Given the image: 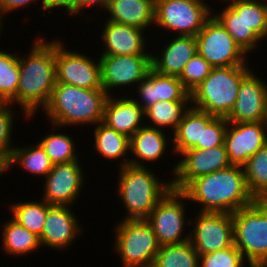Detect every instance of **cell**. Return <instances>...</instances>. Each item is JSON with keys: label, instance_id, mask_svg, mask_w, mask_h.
Segmentation results:
<instances>
[{"label": "cell", "instance_id": "obj_1", "mask_svg": "<svg viewBox=\"0 0 267 267\" xmlns=\"http://www.w3.org/2000/svg\"><path fill=\"white\" fill-rule=\"evenodd\" d=\"M54 39L49 41L45 37L42 38V35H37L31 49L29 48L30 52L24 56L19 55V84L16 98L11 105L20 107L26 122L28 119H34L37 111L47 106L55 87Z\"/></svg>", "mask_w": 267, "mask_h": 267}, {"label": "cell", "instance_id": "obj_2", "mask_svg": "<svg viewBox=\"0 0 267 267\" xmlns=\"http://www.w3.org/2000/svg\"><path fill=\"white\" fill-rule=\"evenodd\" d=\"M181 192L198 204L201 212L234 213L252 204L243 167L230 165L190 181Z\"/></svg>", "mask_w": 267, "mask_h": 267}, {"label": "cell", "instance_id": "obj_3", "mask_svg": "<svg viewBox=\"0 0 267 267\" xmlns=\"http://www.w3.org/2000/svg\"><path fill=\"white\" fill-rule=\"evenodd\" d=\"M107 98L108 94L103 89H83L56 82L49 103L42 112L50 125H56L58 129L72 125L95 126L103 120Z\"/></svg>", "mask_w": 267, "mask_h": 267}, {"label": "cell", "instance_id": "obj_4", "mask_svg": "<svg viewBox=\"0 0 267 267\" xmlns=\"http://www.w3.org/2000/svg\"><path fill=\"white\" fill-rule=\"evenodd\" d=\"M150 168L131 164L118 168L116 192L127 211L122 220H145L171 189V179L164 182Z\"/></svg>", "mask_w": 267, "mask_h": 267}, {"label": "cell", "instance_id": "obj_5", "mask_svg": "<svg viewBox=\"0 0 267 267\" xmlns=\"http://www.w3.org/2000/svg\"><path fill=\"white\" fill-rule=\"evenodd\" d=\"M250 65L213 67L209 76L190 93L191 106L215 117L226 118L238 95Z\"/></svg>", "mask_w": 267, "mask_h": 267}, {"label": "cell", "instance_id": "obj_6", "mask_svg": "<svg viewBox=\"0 0 267 267\" xmlns=\"http://www.w3.org/2000/svg\"><path fill=\"white\" fill-rule=\"evenodd\" d=\"M234 245L248 265L267 264V200L232 213Z\"/></svg>", "mask_w": 267, "mask_h": 267}, {"label": "cell", "instance_id": "obj_7", "mask_svg": "<svg viewBox=\"0 0 267 267\" xmlns=\"http://www.w3.org/2000/svg\"><path fill=\"white\" fill-rule=\"evenodd\" d=\"M116 223L112 249L122 267H151L161 246L152 227L146 220L120 219Z\"/></svg>", "mask_w": 267, "mask_h": 267}, {"label": "cell", "instance_id": "obj_8", "mask_svg": "<svg viewBox=\"0 0 267 267\" xmlns=\"http://www.w3.org/2000/svg\"><path fill=\"white\" fill-rule=\"evenodd\" d=\"M211 6L200 0H155L154 25L176 36H196L213 15Z\"/></svg>", "mask_w": 267, "mask_h": 267}, {"label": "cell", "instance_id": "obj_9", "mask_svg": "<svg viewBox=\"0 0 267 267\" xmlns=\"http://www.w3.org/2000/svg\"><path fill=\"white\" fill-rule=\"evenodd\" d=\"M186 204H189L188 198L171 188L145 219L161 246L190 240V230L188 234L185 232L186 225H191V218L188 219L185 213Z\"/></svg>", "mask_w": 267, "mask_h": 267}, {"label": "cell", "instance_id": "obj_10", "mask_svg": "<svg viewBox=\"0 0 267 267\" xmlns=\"http://www.w3.org/2000/svg\"><path fill=\"white\" fill-rule=\"evenodd\" d=\"M197 53L212 67L248 65V55L212 15L196 35Z\"/></svg>", "mask_w": 267, "mask_h": 267}, {"label": "cell", "instance_id": "obj_11", "mask_svg": "<svg viewBox=\"0 0 267 267\" xmlns=\"http://www.w3.org/2000/svg\"><path fill=\"white\" fill-rule=\"evenodd\" d=\"M65 45L55 39L56 82L83 89H103L99 59L67 49Z\"/></svg>", "mask_w": 267, "mask_h": 267}, {"label": "cell", "instance_id": "obj_12", "mask_svg": "<svg viewBox=\"0 0 267 267\" xmlns=\"http://www.w3.org/2000/svg\"><path fill=\"white\" fill-rule=\"evenodd\" d=\"M98 59L101 85L108 96H114L115 89L137 86L152 69L151 54L99 55Z\"/></svg>", "mask_w": 267, "mask_h": 267}, {"label": "cell", "instance_id": "obj_13", "mask_svg": "<svg viewBox=\"0 0 267 267\" xmlns=\"http://www.w3.org/2000/svg\"><path fill=\"white\" fill-rule=\"evenodd\" d=\"M196 215L191 217L189 241L199 255L226 249L234 244L231 213L198 211Z\"/></svg>", "mask_w": 267, "mask_h": 267}, {"label": "cell", "instance_id": "obj_14", "mask_svg": "<svg viewBox=\"0 0 267 267\" xmlns=\"http://www.w3.org/2000/svg\"><path fill=\"white\" fill-rule=\"evenodd\" d=\"M171 169V188L181 191L190 181L229 167L225 145L209 149H188Z\"/></svg>", "mask_w": 267, "mask_h": 267}, {"label": "cell", "instance_id": "obj_15", "mask_svg": "<svg viewBox=\"0 0 267 267\" xmlns=\"http://www.w3.org/2000/svg\"><path fill=\"white\" fill-rule=\"evenodd\" d=\"M80 160L54 164L43 182V199L51 206H73L84 187L85 169Z\"/></svg>", "mask_w": 267, "mask_h": 267}, {"label": "cell", "instance_id": "obj_16", "mask_svg": "<svg viewBox=\"0 0 267 267\" xmlns=\"http://www.w3.org/2000/svg\"><path fill=\"white\" fill-rule=\"evenodd\" d=\"M253 69L242 79L234 107L226 117L230 123L265 122L267 82Z\"/></svg>", "mask_w": 267, "mask_h": 267}, {"label": "cell", "instance_id": "obj_17", "mask_svg": "<svg viewBox=\"0 0 267 267\" xmlns=\"http://www.w3.org/2000/svg\"><path fill=\"white\" fill-rule=\"evenodd\" d=\"M266 143L265 122H228L224 145L231 165L243 167Z\"/></svg>", "mask_w": 267, "mask_h": 267}, {"label": "cell", "instance_id": "obj_18", "mask_svg": "<svg viewBox=\"0 0 267 267\" xmlns=\"http://www.w3.org/2000/svg\"><path fill=\"white\" fill-rule=\"evenodd\" d=\"M71 206H52L47 211L42 234L39 236L41 248L53 250H67L74 240L82 235L83 226L75 216Z\"/></svg>", "mask_w": 267, "mask_h": 267}, {"label": "cell", "instance_id": "obj_19", "mask_svg": "<svg viewBox=\"0 0 267 267\" xmlns=\"http://www.w3.org/2000/svg\"><path fill=\"white\" fill-rule=\"evenodd\" d=\"M103 26L99 40L104 47L101 55L152 54L148 51L144 30L108 20Z\"/></svg>", "mask_w": 267, "mask_h": 267}, {"label": "cell", "instance_id": "obj_20", "mask_svg": "<svg viewBox=\"0 0 267 267\" xmlns=\"http://www.w3.org/2000/svg\"><path fill=\"white\" fill-rule=\"evenodd\" d=\"M139 98L133 100L143 109L157 101H190V93L177 76L162 75L151 69L148 75L136 86Z\"/></svg>", "mask_w": 267, "mask_h": 267}, {"label": "cell", "instance_id": "obj_21", "mask_svg": "<svg viewBox=\"0 0 267 267\" xmlns=\"http://www.w3.org/2000/svg\"><path fill=\"white\" fill-rule=\"evenodd\" d=\"M120 97L108 96L102 122L128 138L145 125L144 110L124 90ZM127 96H126V95ZM129 96V97H128Z\"/></svg>", "mask_w": 267, "mask_h": 267}, {"label": "cell", "instance_id": "obj_22", "mask_svg": "<svg viewBox=\"0 0 267 267\" xmlns=\"http://www.w3.org/2000/svg\"><path fill=\"white\" fill-rule=\"evenodd\" d=\"M164 131L163 129L146 125L141 127L130 138V164L149 167L148 162L154 164L156 161L164 159L162 157L167 155L165 152H168V146L172 149L173 153L172 133L169 135L167 134L168 131ZM169 141L171 142L170 144L168 143Z\"/></svg>", "mask_w": 267, "mask_h": 267}, {"label": "cell", "instance_id": "obj_23", "mask_svg": "<svg viewBox=\"0 0 267 267\" xmlns=\"http://www.w3.org/2000/svg\"><path fill=\"white\" fill-rule=\"evenodd\" d=\"M167 43L161 47V52L151 54L152 69L162 75L179 77L186 63L197 53L196 36H174Z\"/></svg>", "mask_w": 267, "mask_h": 267}, {"label": "cell", "instance_id": "obj_24", "mask_svg": "<svg viewBox=\"0 0 267 267\" xmlns=\"http://www.w3.org/2000/svg\"><path fill=\"white\" fill-rule=\"evenodd\" d=\"M213 15L233 37L235 43L248 55L255 52L261 39L245 21V0H230L218 13Z\"/></svg>", "mask_w": 267, "mask_h": 267}, {"label": "cell", "instance_id": "obj_25", "mask_svg": "<svg viewBox=\"0 0 267 267\" xmlns=\"http://www.w3.org/2000/svg\"><path fill=\"white\" fill-rule=\"evenodd\" d=\"M155 0H110L106 20L138 27L144 31L154 25Z\"/></svg>", "mask_w": 267, "mask_h": 267}, {"label": "cell", "instance_id": "obj_26", "mask_svg": "<svg viewBox=\"0 0 267 267\" xmlns=\"http://www.w3.org/2000/svg\"><path fill=\"white\" fill-rule=\"evenodd\" d=\"M214 117L208 112L190 106L172 133L173 156L177 154L175 157H179L188 149H201L202 126H207Z\"/></svg>", "mask_w": 267, "mask_h": 267}, {"label": "cell", "instance_id": "obj_27", "mask_svg": "<svg viewBox=\"0 0 267 267\" xmlns=\"http://www.w3.org/2000/svg\"><path fill=\"white\" fill-rule=\"evenodd\" d=\"M93 130V150L105 158L104 161L107 159V161H113V164L114 161H118V168L130 164V157H128L130 156V138L118 133L103 122L95 125Z\"/></svg>", "mask_w": 267, "mask_h": 267}, {"label": "cell", "instance_id": "obj_28", "mask_svg": "<svg viewBox=\"0 0 267 267\" xmlns=\"http://www.w3.org/2000/svg\"><path fill=\"white\" fill-rule=\"evenodd\" d=\"M1 244L5 254L12 257H25L40 249L39 236L30 232L12 218L2 222Z\"/></svg>", "mask_w": 267, "mask_h": 267}, {"label": "cell", "instance_id": "obj_29", "mask_svg": "<svg viewBox=\"0 0 267 267\" xmlns=\"http://www.w3.org/2000/svg\"><path fill=\"white\" fill-rule=\"evenodd\" d=\"M29 144L26 147L25 144L23 146L21 145V147L15 145L11 158L6 164V172L9 173L8 170L13 169L14 165L17 166L18 164L27 173L29 172L28 174L45 179L46 175L51 171L53 164L38 142Z\"/></svg>", "mask_w": 267, "mask_h": 267}, {"label": "cell", "instance_id": "obj_30", "mask_svg": "<svg viewBox=\"0 0 267 267\" xmlns=\"http://www.w3.org/2000/svg\"><path fill=\"white\" fill-rule=\"evenodd\" d=\"M190 106L191 101H157L144 110L145 125L173 133Z\"/></svg>", "mask_w": 267, "mask_h": 267}, {"label": "cell", "instance_id": "obj_31", "mask_svg": "<svg viewBox=\"0 0 267 267\" xmlns=\"http://www.w3.org/2000/svg\"><path fill=\"white\" fill-rule=\"evenodd\" d=\"M11 218L30 232L40 236L43 231L47 211L52 207L43 199L36 201L12 202L8 205Z\"/></svg>", "mask_w": 267, "mask_h": 267}, {"label": "cell", "instance_id": "obj_32", "mask_svg": "<svg viewBox=\"0 0 267 267\" xmlns=\"http://www.w3.org/2000/svg\"><path fill=\"white\" fill-rule=\"evenodd\" d=\"M249 193L255 200H267V143L243 166Z\"/></svg>", "mask_w": 267, "mask_h": 267}, {"label": "cell", "instance_id": "obj_33", "mask_svg": "<svg viewBox=\"0 0 267 267\" xmlns=\"http://www.w3.org/2000/svg\"><path fill=\"white\" fill-rule=\"evenodd\" d=\"M52 126V132H48L49 134L47 133L46 136L43 134L42 139L37 141L49 156L51 163L54 165L81 160L76 151V141L72 136L67 135V133H59V130L58 132L56 131L57 126Z\"/></svg>", "mask_w": 267, "mask_h": 267}, {"label": "cell", "instance_id": "obj_34", "mask_svg": "<svg viewBox=\"0 0 267 267\" xmlns=\"http://www.w3.org/2000/svg\"><path fill=\"white\" fill-rule=\"evenodd\" d=\"M151 267H199V254L190 241L162 245Z\"/></svg>", "mask_w": 267, "mask_h": 267}, {"label": "cell", "instance_id": "obj_35", "mask_svg": "<svg viewBox=\"0 0 267 267\" xmlns=\"http://www.w3.org/2000/svg\"><path fill=\"white\" fill-rule=\"evenodd\" d=\"M1 48V47H0ZM0 49V91L11 103L17 95L19 84V55Z\"/></svg>", "mask_w": 267, "mask_h": 267}, {"label": "cell", "instance_id": "obj_36", "mask_svg": "<svg viewBox=\"0 0 267 267\" xmlns=\"http://www.w3.org/2000/svg\"><path fill=\"white\" fill-rule=\"evenodd\" d=\"M212 66L198 53H196L185 65L183 72L178 77L184 88L191 93L210 74Z\"/></svg>", "mask_w": 267, "mask_h": 267}, {"label": "cell", "instance_id": "obj_37", "mask_svg": "<svg viewBox=\"0 0 267 267\" xmlns=\"http://www.w3.org/2000/svg\"><path fill=\"white\" fill-rule=\"evenodd\" d=\"M245 261L234 244L226 249L199 255V267H244Z\"/></svg>", "mask_w": 267, "mask_h": 267}, {"label": "cell", "instance_id": "obj_38", "mask_svg": "<svg viewBox=\"0 0 267 267\" xmlns=\"http://www.w3.org/2000/svg\"><path fill=\"white\" fill-rule=\"evenodd\" d=\"M245 21L262 41L267 40V0H245Z\"/></svg>", "mask_w": 267, "mask_h": 267}, {"label": "cell", "instance_id": "obj_39", "mask_svg": "<svg viewBox=\"0 0 267 267\" xmlns=\"http://www.w3.org/2000/svg\"><path fill=\"white\" fill-rule=\"evenodd\" d=\"M12 107L14 108V106L11 105L9 108L0 111V160L5 164L9 162L12 150L15 147L14 140L11 137H13V131L15 130L13 124L15 122L16 109ZM11 140H13V142Z\"/></svg>", "mask_w": 267, "mask_h": 267}, {"label": "cell", "instance_id": "obj_40", "mask_svg": "<svg viewBox=\"0 0 267 267\" xmlns=\"http://www.w3.org/2000/svg\"><path fill=\"white\" fill-rule=\"evenodd\" d=\"M228 121L224 117H214L207 126H202L201 149L224 145Z\"/></svg>", "mask_w": 267, "mask_h": 267}, {"label": "cell", "instance_id": "obj_41", "mask_svg": "<svg viewBox=\"0 0 267 267\" xmlns=\"http://www.w3.org/2000/svg\"><path fill=\"white\" fill-rule=\"evenodd\" d=\"M42 6L38 5L39 11H53V9H62L68 12L71 17L76 16V0H42ZM60 7V8H59ZM64 8V9H63ZM52 9V10H51Z\"/></svg>", "mask_w": 267, "mask_h": 267}, {"label": "cell", "instance_id": "obj_42", "mask_svg": "<svg viewBox=\"0 0 267 267\" xmlns=\"http://www.w3.org/2000/svg\"><path fill=\"white\" fill-rule=\"evenodd\" d=\"M40 0H0V16L5 17L4 14H10L12 11H18V9L30 8L32 3H36Z\"/></svg>", "mask_w": 267, "mask_h": 267}, {"label": "cell", "instance_id": "obj_43", "mask_svg": "<svg viewBox=\"0 0 267 267\" xmlns=\"http://www.w3.org/2000/svg\"><path fill=\"white\" fill-rule=\"evenodd\" d=\"M109 2L110 0H76V16L78 15L80 17L81 13L83 14V11H85L86 8L90 10L89 7L92 9L94 5H96L97 9L100 8L101 10L102 8L103 12L107 9Z\"/></svg>", "mask_w": 267, "mask_h": 267}, {"label": "cell", "instance_id": "obj_44", "mask_svg": "<svg viewBox=\"0 0 267 267\" xmlns=\"http://www.w3.org/2000/svg\"><path fill=\"white\" fill-rule=\"evenodd\" d=\"M11 106V103L6 99V97L0 91V111L7 109Z\"/></svg>", "mask_w": 267, "mask_h": 267}, {"label": "cell", "instance_id": "obj_45", "mask_svg": "<svg viewBox=\"0 0 267 267\" xmlns=\"http://www.w3.org/2000/svg\"><path fill=\"white\" fill-rule=\"evenodd\" d=\"M6 173V164L0 160V176H3V174Z\"/></svg>", "mask_w": 267, "mask_h": 267}, {"label": "cell", "instance_id": "obj_46", "mask_svg": "<svg viewBox=\"0 0 267 267\" xmlns=\"http://www.w3.org/2000/svg\"><path fill=\"white\" fill-rule=\"evenodd\" d=\"M3 20L4 19H2V17L0 16V37H1V34H3V31H4L3 30V27H4L3 25H5V24H3V22H4Z\"/></svg>", "mask_w": 267, "mask_h": 267}, {"label": "cell", "instance_id": "obj_47", "mask_svg": "<svg viewBox=\"0 0 267 267\" xmlns=\"http://www.w3.org/2000/svg\"><path fill=\"white\" fill-rule=\"evenodd\" d=\"M248 267H267V264H252V265H247Z\"/></svg>", "mask_w": 267, "mask_h": 267}, {"label": "cell", "instance_id": "obj_48", "mask_svg": "<svg viewBox=\"0 0 267 267\" xmlns=\"http://www.w3.org/2000/svg\"><path fill=\"white\" fill-rule=\"evenodd\" d=\"M201 2H203V3H207L208 4V2H205V0H200ZM221 1V3H223L224 2V4H226V3H228L230 0H219V2Z\"/></svg>", "mask_w": 267, "mask_h": 267}, {"label": "cell", "instance_id": "obj_49", "mask_svg": "<svg viewBox=\"0 0 267 267\" xmlns=\"http://www.w3.org/2000/svg\"><path fill=\"white\" fill-rule=\"evenodd\" d=\"M265 124H266V129H267V114H266Z\"/></svg>", "mask_w": 267, "mask_h": 267}]
</instances>
